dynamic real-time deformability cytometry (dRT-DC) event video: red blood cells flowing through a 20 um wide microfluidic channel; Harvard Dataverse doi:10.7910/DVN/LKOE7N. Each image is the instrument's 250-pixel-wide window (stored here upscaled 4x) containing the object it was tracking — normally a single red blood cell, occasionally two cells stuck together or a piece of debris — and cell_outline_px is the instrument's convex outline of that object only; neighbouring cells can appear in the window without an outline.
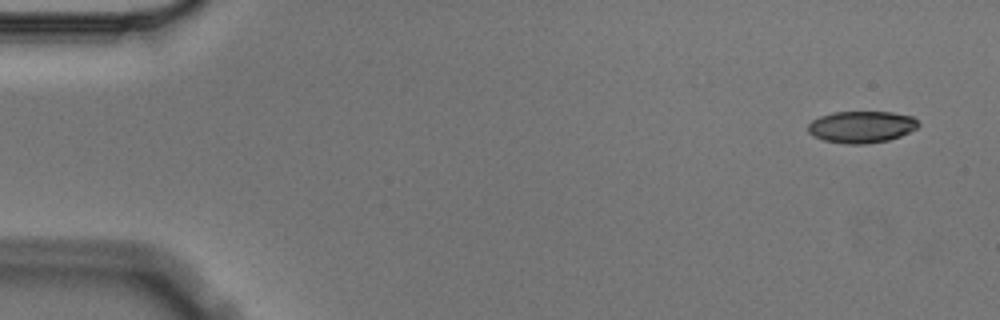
{"species": "Egyptian fruit bat (a non-hibernating species)", "species_latin": "Rousettus aegyptiacus", "temperature_condition": "cold", "stored_images_in_passage": 4, "camera_frame_rate_fps": 3000, "um_per_image_px": 0.085, "animal": {"sex": "male"}, "frame": {"image": 1, "passage_image": 1, "time_ms": 0.0, "image_size_px": [1000, 320], "cell_outline_px": [[920, 124], [916, 128], [900, 136], [888, 140], [864, 144], [848, 144], [824, 140], [812, 136], [808, 132], [808, 124], [812, 120], [820, 116], [832, 112], [892, 112], [912, 116]], "centroid_in_image_um": [73.2, 10.78], "position_along_channel_um": 11.8, "area_um2": 20.4}}